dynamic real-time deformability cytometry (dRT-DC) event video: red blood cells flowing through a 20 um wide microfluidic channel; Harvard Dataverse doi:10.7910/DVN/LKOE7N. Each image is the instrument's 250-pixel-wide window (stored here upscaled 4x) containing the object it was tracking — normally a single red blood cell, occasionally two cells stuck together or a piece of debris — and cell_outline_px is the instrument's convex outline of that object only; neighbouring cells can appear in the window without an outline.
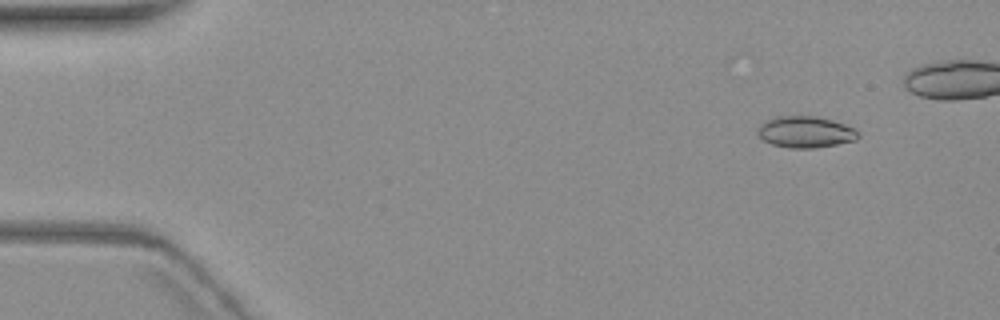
{"species": "common noctule bat (a hibernating species)", "species_latin": "Nyctalus noctula", "temperature_condition": "warm", "stored_images_in_passage": 5, "camera_frame_rate_fps": 3000, "um_per_image_px": 0.085, "animal": {"sex": "female", "body_mass_g": 19.3, "forearm_length_mm": 54.1}, "frame": {"image": 1, "passage_image": 2, "time_ms": 1.0, "image_size_px": [1000, 320], "cell_outline_px": [[860, 136], [856, 140], [836, 144], [812, 148], [792, 148], [772, 144], [764, 140], [756, 132], [764, 120], [776, 116], [816, 116], [832, 120], [844, 124], [860, 132]], "centroid_in_image_um": [68.46, 11.21], "position_along_channel_um": 16.5, "area_um2": 18.32}}